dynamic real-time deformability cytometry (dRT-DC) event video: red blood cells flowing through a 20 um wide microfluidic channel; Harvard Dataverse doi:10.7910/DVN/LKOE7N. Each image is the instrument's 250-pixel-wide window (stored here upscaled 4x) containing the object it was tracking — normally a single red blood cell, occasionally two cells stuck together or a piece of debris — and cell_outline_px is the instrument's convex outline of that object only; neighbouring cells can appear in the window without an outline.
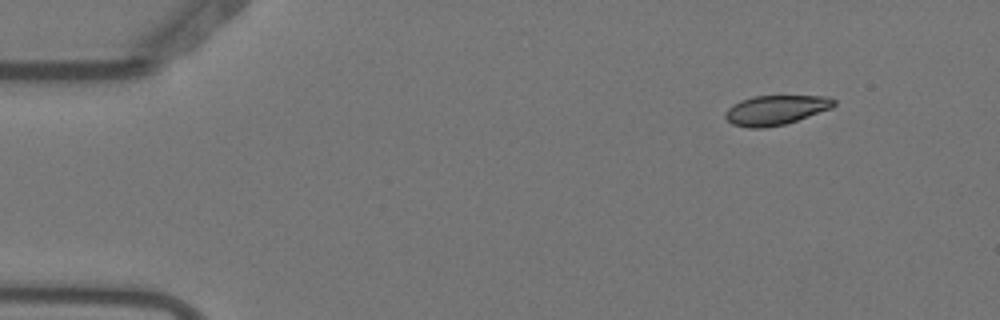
{"species": "Egyptian fruit bat (a non-hibernating species)", "species_latin": "Rousettus aegyptiacus", "temperature_condition": "warm", "stored_images_in_passage": 4, "camera_frame_rate_fps": 3000, "um_per_image_px": 0.085, "animal": {"sex": "female"}, "frame": {"image": 1, "passage_image": 1, "time_ms": 0.0, "image_size_px": [1000, 320], "cell_outline_px": [[836, 104], [832, 108], [784, 124], [764, 128], [748, 128], [732, 124], [724, 116], [724, 112], [732, 104], [740, 100], [752, 96], [828, 96], [836, 100]], "centroid_in_image_um": [65.91, 9.35], "position_along_channel_um": 19.1, "area_um2": 18.79}}
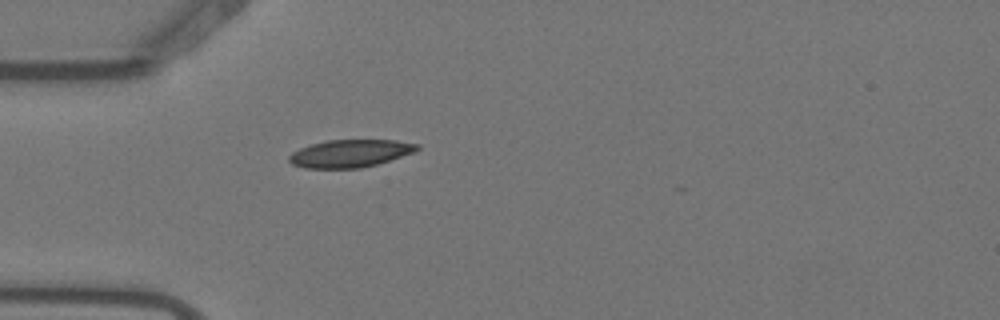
{"frame": {"image": 2, "passage_image": 4, "time_ms": 1.0, "image_size_px": [1000, 320], "cell_outline_px": [[420, 148], [416, 152], [376, 164], [360, 168], [304, 168], [292, 164], [288, 160], [288, 156], [292, 152], [300, 148], [312, 144], [328, 140], [396, 140], [420, 144]], "centroid_in_image_um": [29.78, 13.04], "position_along_channel_um": 55.2, "area_um2": 20.63}}